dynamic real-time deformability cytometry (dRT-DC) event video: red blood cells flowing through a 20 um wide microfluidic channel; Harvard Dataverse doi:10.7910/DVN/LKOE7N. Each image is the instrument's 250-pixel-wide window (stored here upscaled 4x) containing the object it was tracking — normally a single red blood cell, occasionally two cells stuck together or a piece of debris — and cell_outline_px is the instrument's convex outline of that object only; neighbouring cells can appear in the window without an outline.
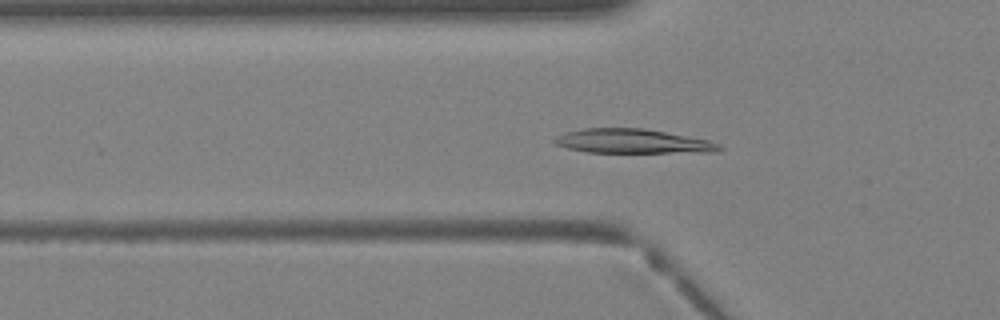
{"species": "Egyptian fruit bat (a non-hibernating species)", "species_latin": "Rousettus aegyptiacus", "temperature_condition": "warm", "stored_images_in_passage": 40, "camera_frame_rate_fps": 3000, "um_per_image_px": 0.085, "animal": {"sex": "female"}, "frame": {"image": 1, "passage_image": 14, "time_ms": 4.333, "image_size_px": [1000, 320], "cell_outline_px": [[724, 148], [720, 152], [588, 152], [568, 148], [556, 144], [552, 140], [556, 136], [568, 132], [584, 128], [644, 128], [708, 140], [720, 144]], "centroid_in_image_um": [53.81, 12.0], "position_along_channel_um": 72.0, "area_um2": 23.12}}
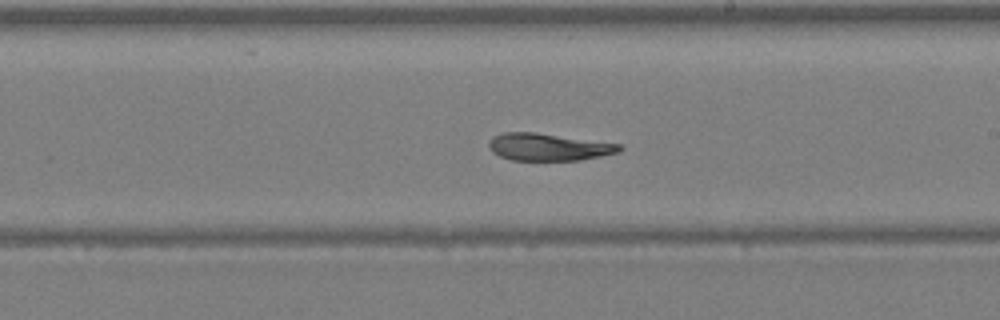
{"frame": {"image": 2, "passage_image": 24, "time_ms": 7.667, "image_size_px": [1000, 320], "cell_outline_px": [[624, 148], [620, 152], [580, 160], [512, 160], [500, 156], [492, 152], [488, 144], [492, 136], [504, 132], [536, 132], [620, 144]], "centroid_in_image_um": [46.62, 12.49], "position_along_channel_um": 242.4, "area_um2": 20.75}}
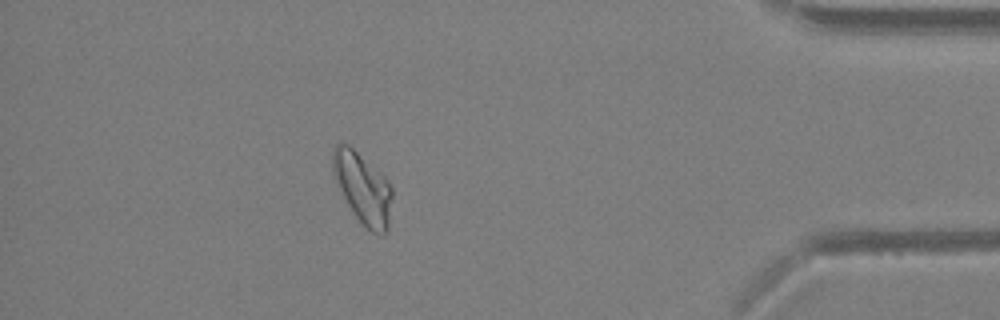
{"frame": {"image": 3, "passage_image": 36, "time_ms": 11.667, "image_size_px": [1000, 320], "cell_outline_px": [[392, 196], [388, 232], [384, 236], [372, 232], [364, 228], [348, 204], [332, 172], [332, 148], [340, 140], [348, 144], [380, 172], [388, 180], [392, 188]], "centroid_in_image_um": [30.84, 15.99], "position_along_channel_um": 404.4, "area_um2": 24.68}}